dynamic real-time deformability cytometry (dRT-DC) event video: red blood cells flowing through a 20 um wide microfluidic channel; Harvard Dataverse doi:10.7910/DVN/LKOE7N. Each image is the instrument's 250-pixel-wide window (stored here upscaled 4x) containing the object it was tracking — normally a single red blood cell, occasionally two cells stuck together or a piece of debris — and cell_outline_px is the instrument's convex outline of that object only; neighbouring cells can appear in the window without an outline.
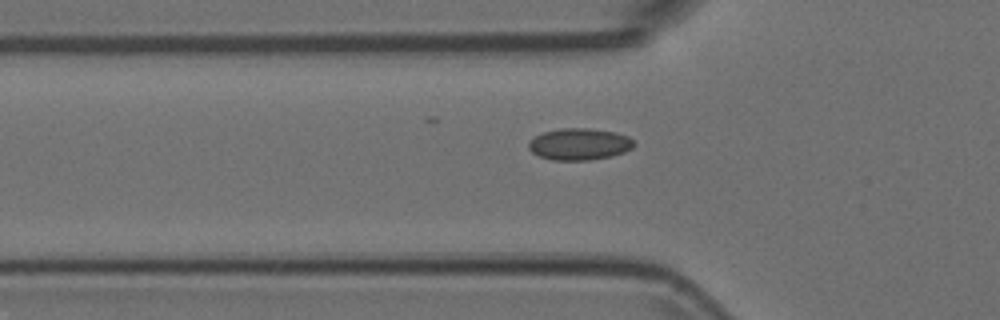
{"species": "Egyptian fruit bat (a non-hibernating species)", "species_latin": "Rousettus aegyptiacus", "temperature_condition": "room temperature", "stored_images_in_passage": 35, "camera_frame_rate_fps": 3000, "um_per_image_px": 0.085, "animal": {"sex": "female"}, "frame": {"image": 1, "passage_image": 5, "time_ms": 1.333, "image_size_px": [1000, 320], "cell_outline_px": [[636, 144], [632, 148], [624, 152], [612, 156], [588, 160], [552, 160], [540, 156], [532, 152], [528, 148], [528, 144], [536, 136], [544, 132], [560, 128], [588, 128], [616, 132], [628, 136]], "centroid_in_image_um": [49.27, 12.25], "position_along_channel_um": 76.5, "area_um2": 19.42}}
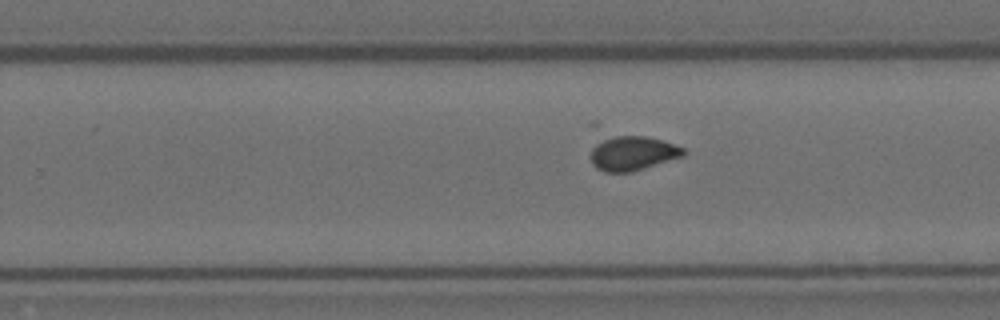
{"frame": {"image": 2, "passage_image": 21, "time_ms": 6.667, "image_size_px": [1000, 320], "cell_outline_px": [[684, 156], [632, 172], [604, 172], [596, 168], [592, 164], [592, 148], [596, 144], [604, 140], [616, 136], [648, 136], [676, 144], [684, 148]], "centroid_in_image_um": [53.81, 13.04], "position_along_channel_um": 276.0, "area_um2": 18.44}}
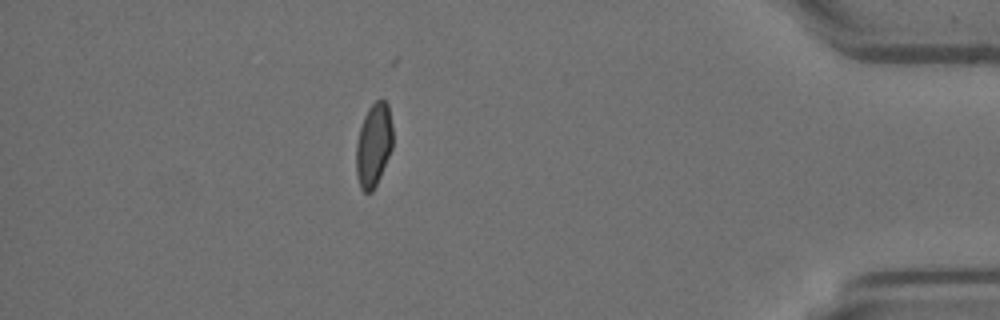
{"frame": {"image": 3, "passage_image": 35, "time_ms": 11.333, "image_size_px": [1000, 320], "cell_outline_px": [[392, 148], [380, 176], [372, 192], [364, 192], [360, 188], [356, 176], [356, 144], [360, 128], [364, 116], [368, 108], [376, 100], [384, 100], [388, 104], [392, 124]], "centroid_in_image_um": [31.75, 12.32], "position_along_channel_um": 403.5, "area_um2": 17.8}}